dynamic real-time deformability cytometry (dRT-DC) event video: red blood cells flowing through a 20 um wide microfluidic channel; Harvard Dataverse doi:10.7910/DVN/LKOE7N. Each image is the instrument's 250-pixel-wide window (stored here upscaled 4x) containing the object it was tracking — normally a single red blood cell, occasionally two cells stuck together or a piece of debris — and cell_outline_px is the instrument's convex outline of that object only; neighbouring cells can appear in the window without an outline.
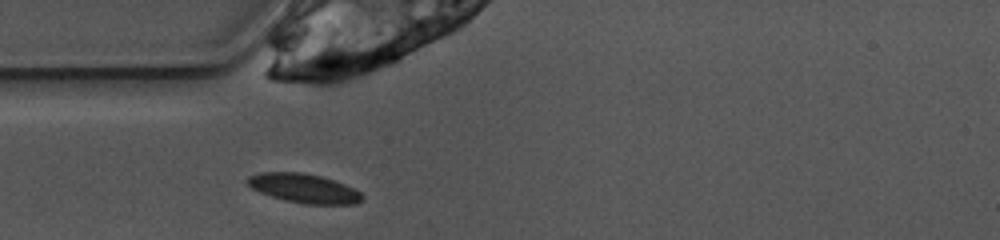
{"species": "common noctule bat (a hibernating species)", "species_latin": "Nyctalus noctula", "temperature_condition": "warm", "stored_images_in_passage": 38, "camera_frame_rate_fps": 3000, "um_per_image_px": 0.085, "animal": {"sex": "female", "body_mass_g": 10.0, "forearm_length_mm": 53.1}, "frame": {"image": 1, "passage_image": 1, "time_ms": 0.0, "image_size_px": [1000, 240], "cell_outline_px": [[364, 200], [356, 204], [304, 204], [284, 200], [260, 192], [252, 188], [248, 184], [248, 176], [260, 172], [304, 172], [320, 176], [344, 184], [360, 192], [364, 196]], "centroid_in_image_um": [25.85, 16.01], "position_along_channel_um": 59.1, "area_um2": 19.42}}
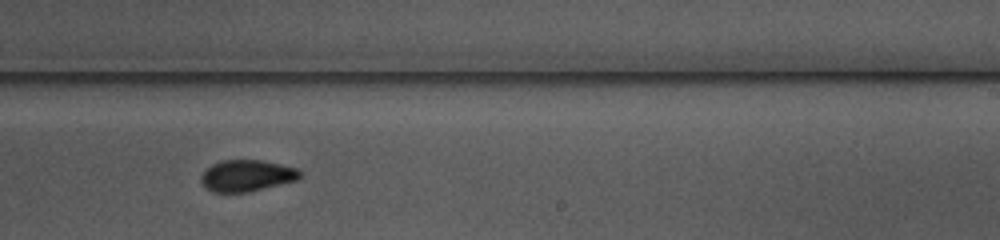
{"frame": {"image": 2, "passage_image": 17, "time_ms": 5.333, "image_size_px": [1000, 240], "cell_outline_px": [[300, 180], [248, 192], [212, 192], [200, 180], [200, 176], [212, 164], [220, 160], [260, 160], [300, 168]], "centroid_in_image_um": [21.02, 14.93], "position_along_channel_um": 268.0, "area_um2": 18.21}}
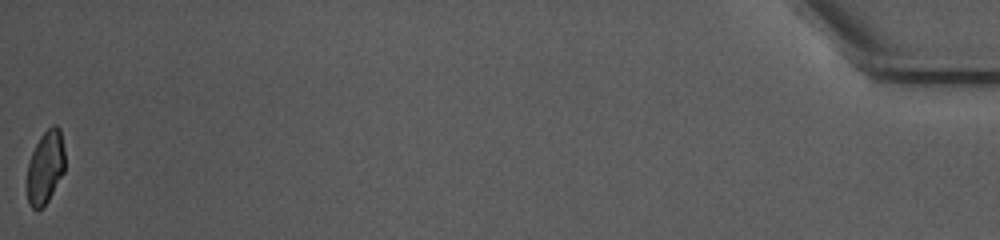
{"frame": {"image": 3, "passage_image": 38, "time_ms": 12.333, "image_size_px": [1000, 240], "cell_outline_px": [[64, 172], [48, 200], [36, 212], [28, 204], [28, 164], [32, 152], [40, 136], [52, 124], [56, 124], [60, 128], [64, 148]], "centroid_in_image_um": [3.87, 14.19], "position_along_channel_um": 431.3, "area_um2": 16.01}, "authors_computed_cell_mechanics": {"area_um2": 18.2648, "velocity_mm_per_s": 3.8998, "shape_relaxation_time_tau1_ms": null, "shape_relaxation_time_tau2_ms": 3.8277, "deformation_change_tau1": null, "deformation_change_tau2": 0.0693}}